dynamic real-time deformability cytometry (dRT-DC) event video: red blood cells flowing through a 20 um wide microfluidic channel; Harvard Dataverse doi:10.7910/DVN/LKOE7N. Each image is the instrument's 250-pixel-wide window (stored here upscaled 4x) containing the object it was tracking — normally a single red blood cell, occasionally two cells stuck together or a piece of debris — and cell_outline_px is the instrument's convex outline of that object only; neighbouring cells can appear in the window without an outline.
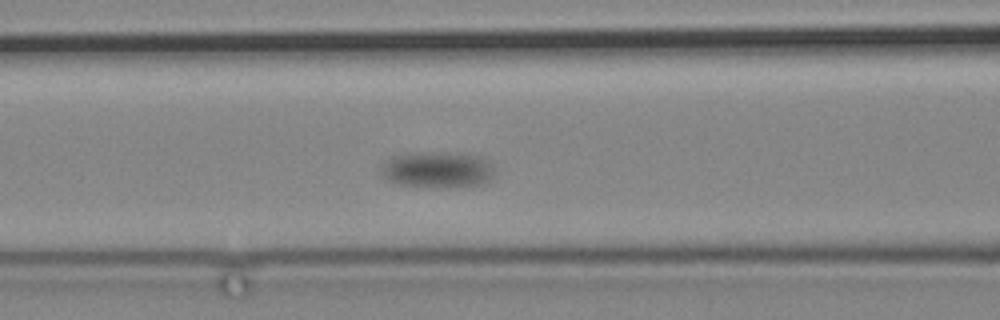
{"species": "common noctule bat (a hibernating species)", "species_latin": "Nyctalus noctula", "temperature_condition": "cold", "stored_images_in_passage": 9, "camera_frame_rate_fps": 3000, "um_per_image_px": 0.085, "animal": {"sex": "male", "body_mass_g": 19.2, "forearm_length_mm": 51.8}, "frame": {"image": 1, "passage_image": 6, "time_ms": 6.0, "image_size_px": [1000, 320], "cell_outline_px": [[492, 176], [488, 180], [476, 184], [448, 188], [400, 184], [388, 180], [380, 176], [380, 172], [384, 164], [392, 156], [412, 152], [460, 152], [480, 156], [492, 168]], "centroid_in_image_um": [37.12, 14.4], "position_along_channel_um": 129.5, "area_um2": 23.76}}
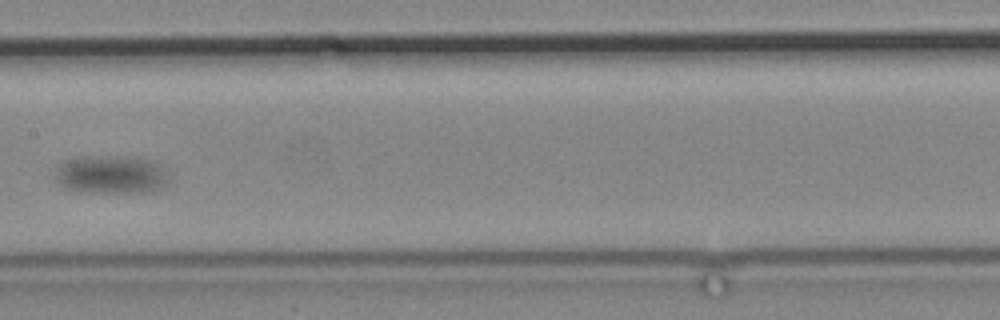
{"frame": {"image": 2, "passage_image": 8, "time_ms": 9.0, "image_size_px": [1000, 320], "cell_outline_px": [[168, 184], [152, 192], [88, 192], [68, 188], [60, 184], [56, 180], [56, 164], [64, 160], [80, 156], [140, 156], [156, 160], [168, 172]], "centroid_in_image_um": [9.5, 14.8], "position_along_channel_um": 197.9, "area_um2": 26.07}}